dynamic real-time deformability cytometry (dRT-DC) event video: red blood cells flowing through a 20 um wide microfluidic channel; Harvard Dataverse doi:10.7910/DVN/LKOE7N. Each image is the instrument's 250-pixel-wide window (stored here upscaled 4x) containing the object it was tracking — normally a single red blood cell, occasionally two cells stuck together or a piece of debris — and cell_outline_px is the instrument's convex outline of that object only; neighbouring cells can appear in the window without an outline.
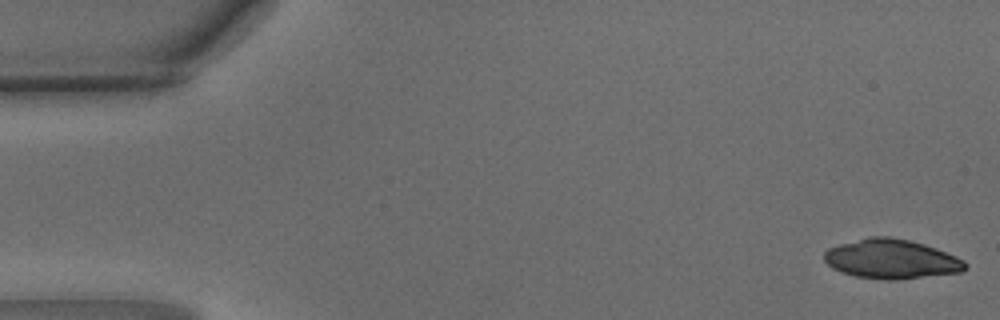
{"species": "common noctule bat (a hibernating species)", "species_latin": "Nyctalus noctula", "temperature_condition": "warm", "stored_images_in_passage": 47, "camera_frame_rate_fps": 3000, "um_per_image_px": 0.085, "animal": {"sex": "male", "body_mass_g": 15.6}, "frame": {"image": 1, "passage_image": 1, "time_ms": 0.0, "image_size_px": [1000, 320], "cell_outline_px": [[968, 268], [960, 272], [892, 280], [884, 280], [856, 276], [840, 272], [832, 268], [824, 260], [824, 252], [828, 248], [840, 244], [868, 236], [892, 236], [924, 244], [936, 248], [956, 256], [964, 260], [968, 264]], "centroid_in_image_um": [75.76, 22.01], "position_along_channel_um": 9.2, "area_um2": 32.43}}
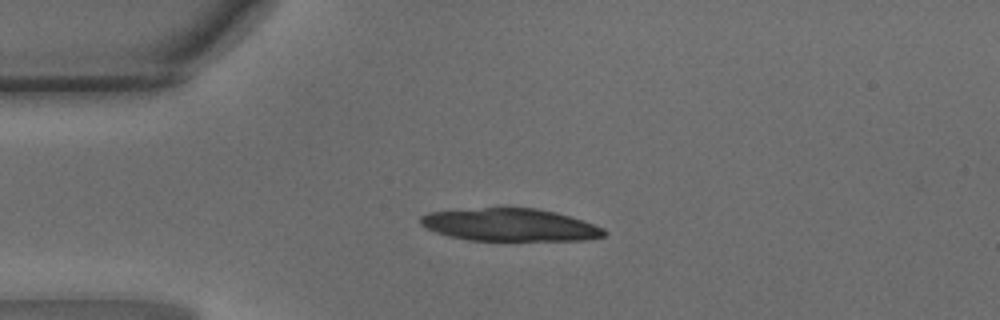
{"frame": {"image": 2, "passage_image": 11, "time_ms": 3.333, "image_size_px": [1000, 320], "cell_outline_px": [[608, 232], [604, 236], [588, 240], [468, 240], [436, 232], [420, 224], [420, 216], [428, 212], [508, 204], [536, 208], [556, 212], [604, 228]], "centroid_in_image_um": [43.32, 19.06], "position_along_channel_um": 41.7, "area_um2": 35.72}}